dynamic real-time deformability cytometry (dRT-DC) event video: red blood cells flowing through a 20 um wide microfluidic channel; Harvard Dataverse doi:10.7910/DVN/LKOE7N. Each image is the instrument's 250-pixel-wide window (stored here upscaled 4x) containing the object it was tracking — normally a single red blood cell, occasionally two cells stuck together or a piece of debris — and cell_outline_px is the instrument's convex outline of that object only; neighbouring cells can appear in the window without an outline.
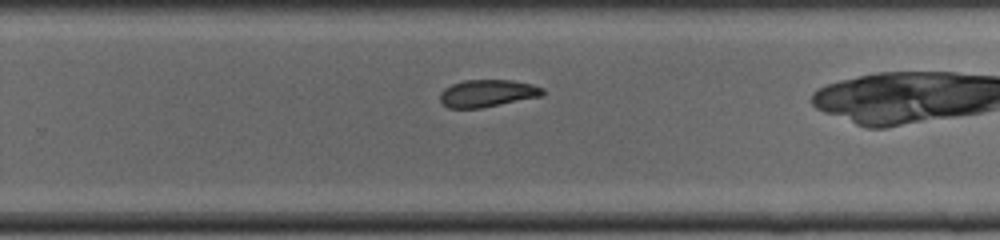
{"species": "common noctule bat (a hibernating species)", "species_latin": "Nyctalus noctula", "temperature_condition": "cold", "stored_images_in_passage": 20, "camera_frame_rate_fps": 3000, "um_per_image_px": 0.085, "animal": {"sex": "male", "body_mass_g": 19.0, "forearm_length_mm": 50.8}, "frame": {"image": 1, "passage_image": 15, "time_ms": 4.667, "image_size_px": [1000, 240], "cell_outline_px": [[544, 96], [480, 108], [448, 108], [440, 100], [440, 92], [444, 88], [452, 84], [464, 80], [512, 80], [532, 84], [544, 88]], "centroid_in_image_um": [41.45, 7.93], "position_along_channel_um": 288.3, "area_um2": 16.42}}
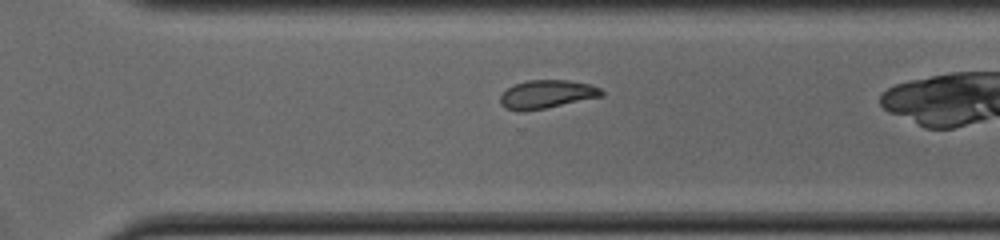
{"frame": {"image": 2, "passage_image": 17, "time_ms": 5.333, "image_size_px": [1000, 240], "cell_outline_px": [[604, 96], [544, 108], [520, 112], [504, 108], [500, 104], [500, 96], [512, 84], [528, 80], [568, 80], [588, 84], [600, 88], [604, 92]], "centroid_in_image_um": [46.45, 8.01], "position_along_channel_um": 324.2, "area_um2": 16.76}}